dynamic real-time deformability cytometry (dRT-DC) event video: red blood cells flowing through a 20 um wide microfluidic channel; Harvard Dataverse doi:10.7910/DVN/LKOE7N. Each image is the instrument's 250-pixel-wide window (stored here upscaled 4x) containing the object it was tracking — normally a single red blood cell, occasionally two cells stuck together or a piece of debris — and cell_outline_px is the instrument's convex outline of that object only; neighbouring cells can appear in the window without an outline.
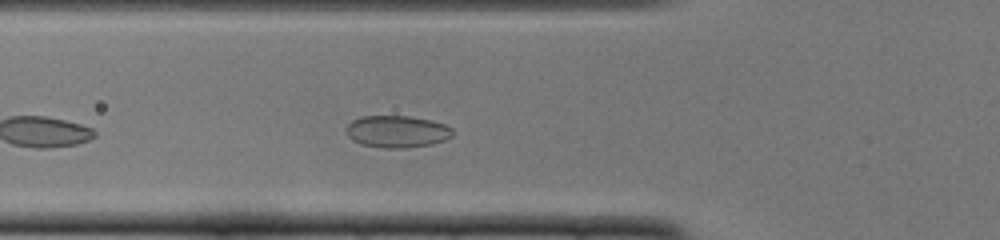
{"species": "common noctule bat (a hibernating species)", "species_latin": "Nyctalus noctula", "temperature_condition": "cold", "stored_images_in_passage": 34, "camera_frame_rate_fps": 3000, "um_per_image_px": 0.085, "animal": {"sex": "female", "body_mass_g": 22.0, "forearm_length_mm": 56.7}, "frame": {"image": 1, "passage_image": 6, "time_ms": 1.667, "image_size_px": [1000, 240], "cell_outline_px": [[452, 136], [444, 140], [432, 144], [404, 148], [380, 148], [360, 144], [352, 140], [348, 136], [348, 124], [352, 120], [360, 116], [408, 116], [432, 120], [444, 124], [452, 128]], "centroid_in_image_um": [33.74, 11.18], "position_along_channel_um": 92.1, "area_um2": 19.88}}
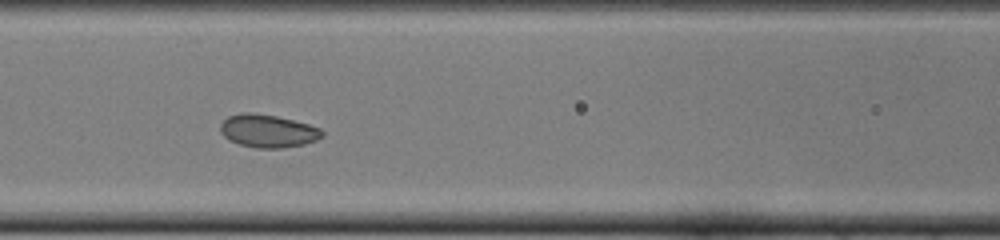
{"frame": {"image": 2, "passage_image": 10, "time_ms": 3.0, "image_size_px": [1000, 240], "cell_outline_px": [[324, 136], [316, 140], [304, 144], [280, 148], [256, 148], [240, 144], [228, 140], [220, 132], [220, 124], [228, 116], [244, 112], [252, 112], [276, 116], [308, 124], [320, 128], [324, 132]], "centroid_in_image_um": [22.76, 11.13], "position_along_channel_um": 143.8, "area_um2": 19.54}}
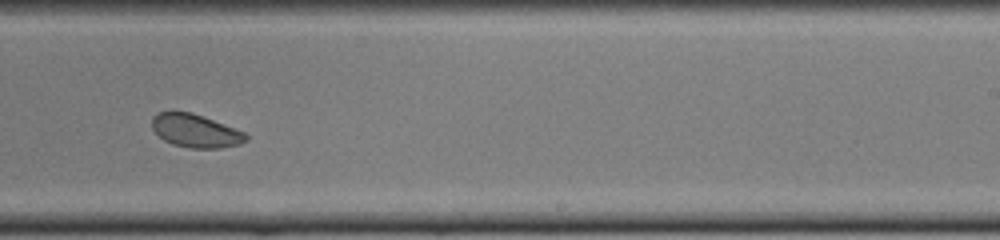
{"frame": {"image": 3, "passage_image": 20, "time_ms": 6.333, "image_size_px": [1000, 240], "cell_outline_px": [[248, 140], [240, 144], [220, 148], [192, 148], [172, 144], [164, 140], [152, 128], [152, 116], [160, 112], [192, 112], [244, 132], [248, 136]], "centroid_in_image_um": [16.62, 11.13], "position_along_channel_um": 272.4, "area_um2": 17.98}, "authors_computed_cell_mechanics": {"area_um2": 19.7098, "velocity_mm_per_s": 3.8691, "shape_relaxation_time_tau1_ms": 3.7621, "shape_relaxation_time_tau2_ms": 1.5746, "deformation_change_tau1": 0.0563, "deformation_change_tau2": 0.0371}}